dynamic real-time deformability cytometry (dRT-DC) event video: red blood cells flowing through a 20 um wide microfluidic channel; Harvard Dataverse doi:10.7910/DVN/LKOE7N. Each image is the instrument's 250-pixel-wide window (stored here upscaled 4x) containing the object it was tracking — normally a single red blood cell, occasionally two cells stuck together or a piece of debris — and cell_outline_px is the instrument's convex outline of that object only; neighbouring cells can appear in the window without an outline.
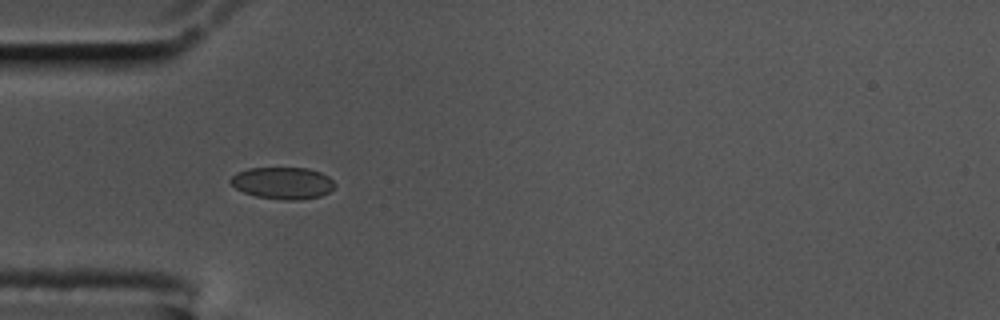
{"species": "common noctule bat (a hibernating species)", "species_latin": "Nyctalus noctula", "temperature_condition": "cold", "stored_images_in_passage": 18, "camera_frame_rate_fps": 3000, "um_per_image_px": 0.085, "animal": {"sex": "male", "body_mass_g": 17.5, "forearm_length_mm": 52.3}, "frame": {"image": 1, "passage_image": 8, "time_ms": 2.333, "image_size_px": [1000, 320], "cell_outline_px": [[336, 184], [328, 192], [320, 196], [300, 200], [284, 200], [256, 196], [244, 192], [236, 188], [228, 180], [236, 172], [248, 168], [308, 168], [320, 172], [328, 176]], "centroid_in_image_um": [24.02, 15.55], "position_along_channel_um": 61.0, "area_um2": 19.36}}
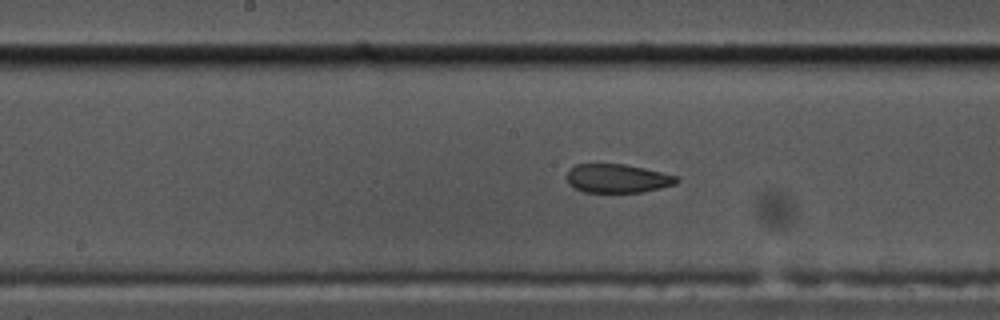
{"frame": {"image": 2, "passage_image": 16, "time_ms": 5.0, "image_size_px": [1000, 320], "cell_outline_px": [[680, 180], [676, 184], [660, 188], [640, 192], [584, 192], [568, 184], [568, 168], [576, 164], [624, 164], [644, 168], [680, 176]], "centroid_in_image_um": [52.51, 15.16], "position_along_channel_um": 195.7, "area_um2": 18.44}}